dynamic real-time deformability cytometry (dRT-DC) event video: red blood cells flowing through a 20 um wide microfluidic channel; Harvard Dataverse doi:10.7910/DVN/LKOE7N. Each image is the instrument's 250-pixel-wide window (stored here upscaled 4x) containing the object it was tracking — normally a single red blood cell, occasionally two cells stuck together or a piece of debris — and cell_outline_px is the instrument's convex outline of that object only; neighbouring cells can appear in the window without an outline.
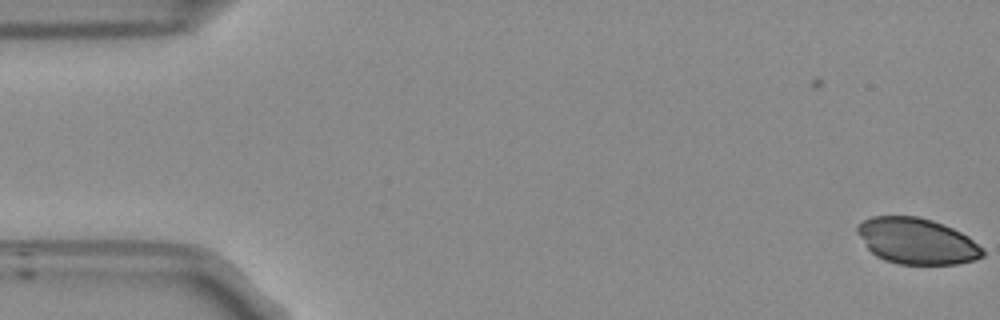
{"species": "Egyptian fruit bat (a non-hibernating species)", "species_latin": "Rousettus aegyptiacus", "temperature_condition": "room temperature", "stored_images_in_passage": 54, "camera_frame_rate_fps": 3000, "um_per_image_px": 0.085, "frame": {"image": 1, "passage_image": 1, "time_ms": 0.0, "image_size_px": [1000, 320], "cell_outline_px": [[984, 256], [976, 260], [956, 264], [900, 264], [884, 260], [876, 256], [868, 248], [856, 232], [856, 228], [864, 220], [872, 216], [920, 216], [944, 224], [968, 236], [984, 252]], "centroid_in_image_um": [77.92, 20.49], "position_along_channel_um": 7.1, "area_um2": 33.47}}
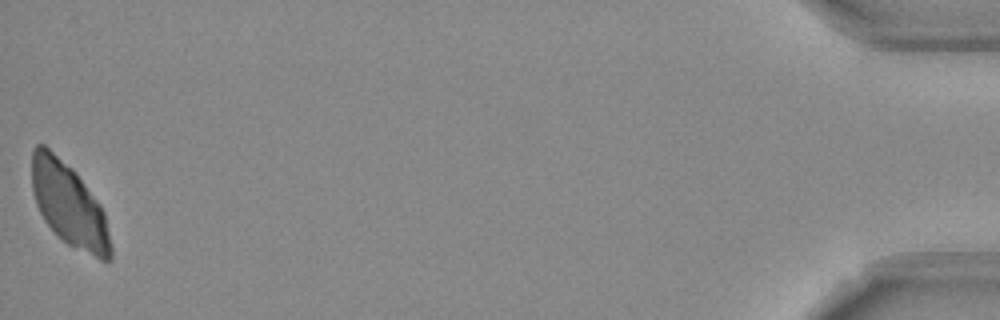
{"frame": {"image": 2, "passage_image": 54, "time_ms": 17.667, "image_size_px": [1000, 320], "cell_outline_px": [[112, 260], [100, 260], [68, 244], [44, 220], [36, 204], [32, 188], [32, 148], [36, 144], [44, 144], [72, 168], [76, 172], [100, 204], [104, 212], [112, 248]], "centroid_in_image_um": [5.87, 17.39], "position_along_channel_um": 429.3, "area_um2": 38.03}}